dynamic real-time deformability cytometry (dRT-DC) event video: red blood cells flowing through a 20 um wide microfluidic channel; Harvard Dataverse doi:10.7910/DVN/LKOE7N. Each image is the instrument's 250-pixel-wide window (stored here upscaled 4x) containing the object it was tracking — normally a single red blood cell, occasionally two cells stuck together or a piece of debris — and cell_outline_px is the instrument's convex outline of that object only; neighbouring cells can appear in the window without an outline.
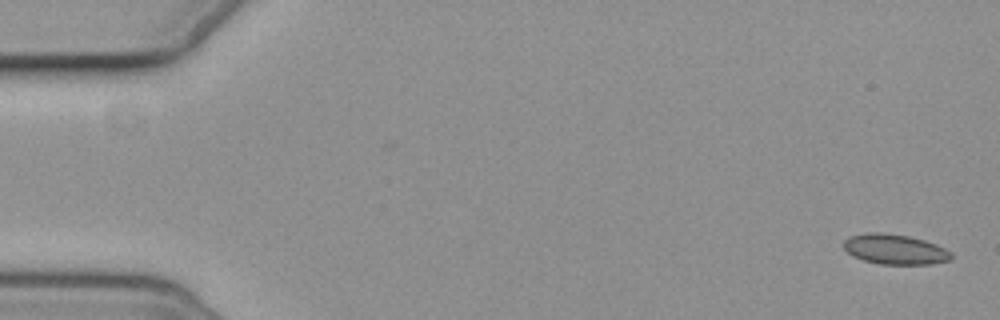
{"species": "common noctule bat (a hibernating species)", "species_latin": "Nyctalus noctula", "temperature_condition": "cold", "stored_images_in_passage": 5, "camera_frame_rate_fps": 3000, "um_per_image_px": 0.085, "animal": {"sex": "female", "body_mass_g": 19.3, "forearm_length_mm": 54.1}, "frame": {"image": 1, "passage_image": 1, "time_ms": 0.0, "image_size_px": [1000, 320], "cell_outline_px": [[952, 260], [932, 264], [880, 264], [864, 260], [852, 256], [844, 248], [844, 240], [848, 236], [868, 232], [884, 232], [908, 236], [924, 240], [936, 244], [952, 252]], "centroid_in_image_um": [76.07, 21.18], "position_along_channel_um": 8.9, "area_um2": 19.02}}